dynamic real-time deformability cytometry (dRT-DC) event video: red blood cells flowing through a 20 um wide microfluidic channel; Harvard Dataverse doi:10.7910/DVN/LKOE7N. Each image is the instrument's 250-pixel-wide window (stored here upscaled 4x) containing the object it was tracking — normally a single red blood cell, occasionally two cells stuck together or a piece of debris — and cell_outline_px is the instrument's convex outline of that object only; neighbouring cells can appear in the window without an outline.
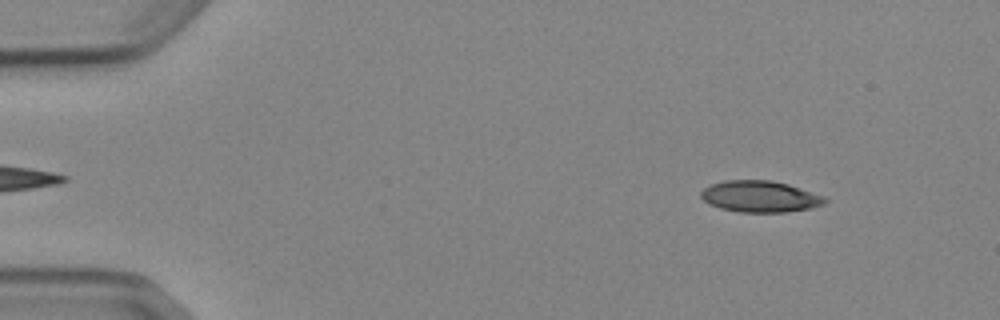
{"species": "Egyptian fruit bat (a non-hibernating species)", "species_latin": "Rousettus aegyptiacus", "temperature_condition": "cold", "stored_images_in_passage": 3, "camera_frame_rate_fps": 3000, "um_per_image_px": 0.085, "animal": {"sex": "female"}, "frame": {"image": 1, "passage_image": 1, "time_ms": 0.0, "image_size_px": [1000, 320], "cell_outline_px": [[828, 200], [824, 204], [812, 208], [788, 212], [740, 212], [720, 208], [708, 204], [700, 196], [700, 192], [704, 188], [712, 184], [724, 180], [772, 180], [788, 184], [824, 196]], "centroid_in_image_um": [64.6, 16.7], "position_along_channel_um": 20.4, "area_um2": 22.77}}